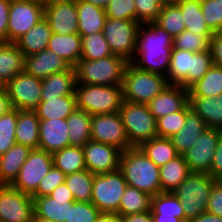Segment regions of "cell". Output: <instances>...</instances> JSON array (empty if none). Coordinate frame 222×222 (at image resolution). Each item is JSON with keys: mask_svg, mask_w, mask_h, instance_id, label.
<instances>
[{"mask_svg": "<svg viewBox=\"0 0 222 222\" xmlns=\"http://www.w3.org/2000/svg\"><path fill=\"white\" fill-rule=\"evenodd\" d=\"M173 37L155 22L140 24L132 65L140 70L166 77L170 64Z\"/></svg>", "mask_w": 222, "mask_h": 222, "instance_id": "6da1fadb", "label": "cell"}, {"mask_svg": "<svg viewBox=\"0 0 222 222\" xmlns=\"http://www.w3.org/2000/svg\"><path fill=\"white\" fill-rule=\"evenodd\" d=\"M120 170L124 174L127 185L146 192L150 196L162 193L159 167L139 147L122 151Z\"/></svg>", "mask_w": 222, "mask_h": 222, "instance_id": "7a4b0ae2", "label": "cell"}, {"mask_svg": "<svg viewBox=\"0 0 222 222\" xmlns=\"http://www.w3.org/2000/svg\"><path fill=\"white\" fill-rule=\"evenodd\" d=\"M212 65L210 50L194 53L173 47L166 78L169 85H181L189 89Z\"/></svg>", "mask_w": 222, "mask_h": 222, "instance_id": "3957f363", "label": "cell"}, {"mask_svg": "<svg viewBox=\"0 0 222 222\" xmlns=\"http://www.w3.org/2000/svg\"><path fill=\"white\" fill-rule=\"evenodd\" d=\"M127 63L122 57L114 54L93 61L80 59L74 67L77 84L122 85Z\"/></svg>", "mask_w": 222, "mask_h": 222, "instance_id": "277c9868", "label": "cell"}, {"mask_svg": "<svg viewBox=\"0 0 222 222\" xmlns=\"http://www.w3.org/2000/svg\"><path fill=\"white\" fill-rule=\"evenodd\" d=\"M168 85L166 77L140 70L131 63H127L122 79L123 100L148 104Z\"/></svg>", "mask_w": 222, "mask_h": 222, "instance_id": "5b68a950", "label": "cell"}, {"mask_svg": "<svg viewBox=\"0 0 222 222\" xmlns=\"http://www.w3.org/2000/svg\"><path fill=\"white\" fill-rule=\"evenodd\" d=\"M77 109L90 115L117 113L123 102L122 85L76 84Z\"/></svg>", "mask_w": 222, "mask_h": 222, "instance_id": "8992f818", "label": "cell"}, {"mask_svg": "<svg viewBox=\"0 0 222 222\" xmlns=\"http://www.w3.org/2000/svg\"><path fill=\"white\" fill-rule=\"evenodd\" d=\"M216 182L208 173L190 172L173 191L180 200L188 221L206 212L210 192Z\"/></svg>", "mask_w": 222, "mask_h": 222, "instance_id": "52a82bcc", "label": "cell"}, {"mask_svg": "<svg viewBox=\"0 0 222 222\" xmlns=\"http://www.w3.org/2000/svg\"><path fill=\"white\" fill-rule=\"evenodd\" d=\"M119 114L131 147H140L158 137L156 119L147 104L123 100Z\"/></svg>", "mask_w": 222, "mask_h": 222, "instance_id": "ba28073f", "label": "cell"}, {"mask_svg": "<svg viewBox=\"0 0 222 222\" xmlns=\"http://www.w3.org/2000/svg\"><path fill=\"white\" fill-rule=\"evenodd\" d=\"M127 182L123 172L94 175L91 202L101 213L117 214Z\"/></svg>", "mask_w": 222, "mask_h": 222, "instance_id": "9c48e42d", "label": "cell"}, {"mask_svg": "<svg viewBox=\"0 0 222 222\" xmlns=\"http://www.w3.org/2000/svg\"><path fill=\"white\" fill-rule=\"evenodd\" d=\"M139 26L137 21L107 17L103 34L112 54L122 57L128 63L133 60Z\"/></svg>", "mask_w": 222, "mask_h": 222, "instance_id": "30bf717a", "label": "cell"}, {"mask_svg": "<svg viewBox=\"0 0 222 222\" xmlns=\"http://www.w3.org/2000/svg\"><path fill=\"white\" fill-rule=\"evenodd\" d=\"M45 6L33 0H10L7 42L15 43L44 18Z\"/></svg>", "mask_w": 222, "mask_h": 222, "instance_id": "8fae6325", "label": "cell"}, {"mask_svg": "<svg viewBox=\"0 0 222 222\" xmlns=\"http://www.w3.org/2000/svg\"><path fill=\"white\" fill-rule=\"evenodd\" d=\"M52 166V154L41 149H32L26 162L22 165L18 177L11 185L22 193L32 196L37 191L39 182Z\"/></svg>", "mask_w": 222, "mask_h": 222, "instance_id": "7c38bea8", "label": "cell"}, {"mask_svg": "<svg viewBox=\"0 0 222 222\" xmlns=\"http://www.w3.org/2000/svg\"><path fill=\"white\" fill-rule=\"evenodd\" d=\"M33 197L9 184H0V222H32Z\"/></svg>", "mask_w": 222, "mask_h": 222, "instance_id": "4fadbf2b", "label": "cell"}, {"mask_svg": "<svg viewBox=\"0 0 222 222\" xmlns=\"http://www.w3.org/2000/svg\"><path fill=\"white\" fill-rule=\"evenodd\" d=\"M5 88L14 109L34 111L41 102L42 79L25 71L11 79Z\"/></svg>", "mask_w": 222, "mask_h": 222, "instance_id": "5bb4252c", "label": "cell"}, {"mask_svg": "<svg viewBox=\"0 0 222 222\" xmlns=\"http://www.w3.org/2000/svg\"><path fill=\"white\" fill-rule=\"evenodd\" d=\"M91 140L116 146L122 151L132 148L119 112L91 115Z\"/></svg>", "mask_w": 222, "mask_h": 222, "instance_id": "9a60e30c", "label": "cell"}, {"mask_svg": "<svg viewBox=\"0 0 222 222\" xmlns=\"http://www.w3.org/2000/svg\"><path fill=\"white\" fill-rule=\"evenodd\" d=\"M74 201L72 192L64 182L52 190L49 196L33 197V217L46 218L54 222H66L69 207Z\"/></svg>", "mask_w": 222, "mask_h": 222, "instance_id": "2e32d148", "label": "cell"}, {"mask_svg": "<svg viewBox=\"0 0 222 222\" xmlns=\"http://www.w3.org/2000/svg\"><path fill=\"white\" fill-rule=\"evenodd\" d=\"M82 149L86 168L93 175L110 173L120 169L122 150L118 147L90 140Z\"/></svg>", "mask_w": 222, "mask_h": 222, "instance_id": "e0dca14e", "label": "cell"}, {"mask_svg": "<svg viewBox=\"0 0 222 222\" xmlns=\"http://www.w3.org/2000/svg\"><path fill=\"white\" fill-rule=\"evenodd\" d=\"M222 130L208 128L201 134L194 146L183 155L190 172L208 173Z\"/></svg>", "mask_w": 222, "mask_h": 222, "instance_id": "ac0fdd59", "label": "cell"}, {"mask_svg": "<svg viewBox=\"0 0 222 222\" xmlns=\"http://www.w3.org/2000/svg\"><path fill=\"white\" fill-rule=\"evenodd\" d=\"M44 18L48 21L52 33H78L76 0H57L45 5Z\"/></svg>", "mask_w": 222, "mask_h": 222, "instance_id": "d6986e66", "label": "cell"}, {"mask_svg": "<svg viewBox=\"0 0 222 222\" xmlns=\"http://www.w3.org/2000/svg\"><path fill=\"white\" fill-rule=\"evenodd\" d=\"M189 103V89L181 85H168L147 105L155 119L182 110Z\"/></svg>", "mask_w": 222, "mask_h": 222, "instance_id": "ffe728a7", "label": "cell"}, {"mask_svg": "<svg viewBox=\"0 0 222 222\" xmlns=\"http://www.w3.org/2000/svg\"><path fill=\"white\" fill-rule=\"evenodd\" d=\"M69 146L67 119H40L39 149L53 154Z\"/></svg>", "mask_w": 222, "mask_h": 222, "instance_id": "44dd1931", "label": "cell"}, {"mask_svg": "<svg viewBox=\"0 0 222 222\" xmlns=\"http://www.w3.org/2000/svg\"><path fill=\"white\" fill-rule=\"evenodd\" d=\"M69 68V64L64 59L48 49L25 57L24 71L40 79Z\"/></svg>", "mask_w": 222, "mask_h": 222, "instance_id": "7402d4cb", "label": "cell"}, {"mask_svg": "<svg viewBox=\"0 0 222 222\" xmlns=\"http://www.w3.org/2000/svg\"><path fill=\"white\" fill-rule=\"evenodd\" d=\"M208 129L203 119L190 108L186 112L184 127L170 137V140L179 155H184L203 132Z\"/></svg>", "mask_w": 222, "mask_h": 222, "instance_id": "603a6c76", "label": "cell"}, {"mask_svg": "<svg viewBox=\"0 0 222 222\" xmlns=\"http://www.w3.org/2000/svg\"><path fill=\"white\" fill-rule=\"evenodd\" d=\"M25 57L13 42H0V86H5L17 74L24 72Z\"/></svg>", "mask_w": 222, "mask_h": 222, "instance_id": "cb8c5ba5", "label": "cell"}, {"mask_svg": "<svg viewBox=\"0 0 222 222\" xmlns=\"http://www.w3.org/2000/svg\"><path fill=\"white\" fill-rule=\"evenodd\" d=\"M77 80L74 67L49 75L42 79L41 98H57L67 95H75Z\"/></svg>", "mask_w": 222, "mask_h": 222, "instance_id": "d4e9b609", "label": "cell"}, {"mask_svg": "<svg viewBox=\"0 0 222 222\" xmlns=\"http://www.w3.org/2000/svg\"><path fill=\"white\" fill-rule=\"evenodd\" d=\"M31 150L29 146L16 143L0 156V184L11 185L14 182Z\"/></svg>", "mask_w": 222, "mask_h": 222, "instance_id": "484cf974", "label": "cell"}, {"mask_svg": "<svg viewBox=\"0 0 222 222\" xmlns=\"http://www.w3.org/2000/svg\"><path fill=\"white\" fill-rule=\"evenodd\" d=\"M47 49L64 59L70 67H75L82 53L81 35L52 33Z\"/></svg>", "mask_w": 222, "mask_h": 222, "instance_id": "4316f807", "label": "cell"}, {"mask_svg": "<svg viewBox=\"0 0 222 222\" xmlns=\"http://www.w3.org/2000/svg\"><path fill=\"white\" fill-rule=\"evenodd\" d=\"M76 8L78 14V33L80 35L103 32V27L107 19L105 9L83 0H76Z\"/></svg>", "mask_w": 222, "mask_h": 222, "instance_id": "83f0119b", "label": "cell"}, {"mask_svg": "<svg viewBox=\"0 0 222 222\" xmlns=\"http://www.w3.org/2000/svg\"><path fill=\"white\" fill-rule=\"evenodd\" d=\"M51 35L52 30L49 23L45 18H43L15 43L23 52L24 57H28L40 51L46 50Z\"/></svg>", "mask_w": 222, "mask_h": 222, "instance_id": "f1b7e54d", "label": "cell"}, {"mask_svg": "<svg viewBox=\"0 0 222 222\" xmlns=\"http://www.w3.org/2000/svg\"><path fill=\"white\" fill-rule=\"evenodd\" d=\"M40 119L35 111L18 110L15 129V142L39 149Z\"/></svg>", "mask_w": 222, "mask_h": 222, "instance_id": "f546056e", "label": "cell"}, {"mask_svg": "<svg viewBox=\"0 0 222 222\" xmlns=\"http://www.w3.org/2000/svg\"><path fill=\"white\" fill-rule=\"evenodd\" d=\"M189 104L208 128L222 130V94L216 97H189Z\"/></svg>", "mask_w": 222, "mask_h": 222, "instance_id": "4dcf8cb0", "label": "cell"}, {"mask_svg": "<svg viewBox=\"0 0 222 222\" xmlns=\"http://www.w3.org/2000/svg\"><path fill=\"white\" fill-rule=\"evenodd\" d=\"M76 106V96L67 95L57 98H41V102L34 110L39 119H67L71 115Z\"/></svg>", "mask_w": 222, "mask_h": 222, "instance_id": "1f68e13d", "label": "cell"}, {"mask_svg": "<svg viewBox=\"0 0 222 222\" xmlns=\"http://www.w3.org/2000/svg\"><path fill=\"white\" fill-rule=\"evenodd\" d=\"M190 174L188 164L183 155L159 167L160 187L162 192H173Z\"/></svg>", "mask_w": 222, "mask_h": 222, "instance_id": "d6a6232c", "label": "cell"}, {"mask_svg": "<svg viewBox=\"0 0 222 222\" xmlns=\"http://www.w3.org/2000/svg\"><path fill=\"white\" fill-rule=\"evenodd\" d=\"M183 15L185 30L203 34L208 40L214 34L207 26L201 11V0H185L177 4Z\"/></svg>", "mask_w": 222, "mask_h": 222, "instance_id": "836d02e7", "label": "cell"}, {"mask_svg": "<svg viewBox=\"0 0 222 222\" xmlns=\"http://www.w3.org/2000/svg\"><path fill=\"white\" fill-rule=\"evenodd\" d=\"M69 128V146L83 147L91 140V115L83 110L75 109L67 117Z\"/></svg>", "mask_w": 222, "mask_h": 222, "instance_id": "e575fe53", "label": "cell"}, {"mask_svg": "<svg viewBox=\"0 0 222 222\" xmlns=\"http://www.w3.org/2000/svg\"><path fill=\"white\" fill-rule=\"evenodd\" d=\"M53 165L65 175L83 171L86 168L82 147L67 146L52 154Z\"/></svg>", "mask_w": 222, "mask_h": 222, "instance_id": "d590c367", "label": "cell"}, {"mask_svg": "<svg viewBox=\"0 0 222 222\" xmlns=\"http://www.w3.org/2000/svg\"><path fill=\"white\" fill-rule=\"evenodd\" d=\"M151 197L148 193L127 185L121 198L117 214L121 217L147 212L150 210Z\"/></svg>", "mask_w": 222, "mask_h": 222, "instance_id": "8d00e7d4", "label": "cell"}, {"mask_svg": "<svg viewBox=\"0 0 222 222\" xmlns=\"http://www.w3.org/2000/svg\"><path fill=\"white\" fill-rule=\"evenodd\" d=\"M219 94H222V67L216 65L189 88V97H216Z\"/></svg>", "mask_w": 222, "mask_h": 222, "instance_id": "74e56055", "label": "cell"}, {"mask_svg": "<svg viewBox=\"0 0 222 222\" xmlns=\"http://www.w3.org/2000/svg\"><path fill=\"white\" fill-rule=\"evenodd\" d=\"M139 148L158 167L165 165L179 155L170 138L165 137L153 138L144 142Z\"/></svg>", "mask_w": 222, "mask_h": 222, "instance_id": "f35d334b", "label": "cell"}, {"mask_svg": "<svg viewBox=\"0 0 222 222\" xmlns=\"http://www.w3.org/2000/svg\"><path fill=\"white\" fill-rule=\"evenodd\" d=\"M150 211L152 215L175 216L183 222H189L184 215L180 200L173 192H162L152 196Z\"/></svg>", "mask_w": 222, "mask_h": 222, "instance_id": "ab89813d", "label": "cell"}, {"mask_svg": "<svg viewBox=\"0 0 222 222\" xmlns=\"http://www.w3.org/2000/svg\"><path fill=\"white\" fill-rule=\"evenodd\" d=\"M94 175L87 169L67 174L65 183L75 201L91 202Z\"/></svg>", "mask_w": 222, "mask_h": 222, "instance_id": "60d3db41", "label": "cell"}, {"mask_svg": "<svg viewBox=\"0 0 222 222\" xmlns=\"http://www.w3.org/2000/svg\"><path fill=\"white\" fill-rule=\"evenodd\" d=\"M82 53L80 59L89 61L112 55L103 32L81 35Z\"/></svg>", "mask_w": 222, "mask_h": 222, "instance_id": "b9f144b4", "label": "cell"}, {"mask_svg": "<svg viewBox=\"0 0 222 222\" xmlns=\"http://www.w3.org/2000/svg\"><path fill=\"white\" fill-rule=\"evenodd\" d=\"M155 23L173 38L185 30L183 15L177 4H163L162 10Z\"/></svg>", "mask_w": 222, "mask_h": 222, "instance_id": "7bdbcfd3", "label": "cell"}, {"mask_svg": "<svg viewBox=\"0 0 222 222\" xmlns=\"http://www.w3.org/2000/svg\"><path fill=\"white\" fill-rule=\"evenodd\" d=\"M190 108V104L188 103L182 110L157 119L158 137L170 138L172 135L179 132L184 127L186 112Z\"/></svg>", "mask_w": 222, "mask_h": 222, "instance_id": "ee69618b", "label": "cell"}, {"mask_svg": "<svg viewBox=\"0 0 222 222\" xmlns=\"http://www.w3.org/2000/svg\"><path fill=\"white\" fill-rule=\"evenodd\" d=\"M18 109H12L0 117V156L6 153L15 142V129Z\"/></svg>", "mask_w": 222, "mask_h": 222, "instance_id": "f6af8a7d", "label": "cell"}, {"mask_svg": "<svg viewBox=\"0 0 222 222\" xmlns=\"http://www.w3.org/2000/svg\"><path fill=\"white\" fill-rule=\"evenodd\" d=\"M173 47L194 53L202 52L209 50V40L203 34L184 30L173 39Z\"/></svg>", "mask_w": 222, "mask_h": 222, "instance_id": "bcb514c9", "label": "cell"}, {"mask_svg": "<svg viewBox=\"0 0 222 222\" xmlns=\"http://www.w3.org/2000/svg\"><path fill=\"white\" fill-rule=\"evenodd\" d=\"M201 11L208 28L222 32V0H201Z\"/></svg>", "mask_w": 222, "mask_h": 222, "instance_id": "7dc6e473", "label": "cell"}, {"mask_svg": "<svg viewBox=\"0 0 222 222\" xmlns=\"http://www.w3.org/2000/svg\"><path fill=\"white\" fill-rule=\"evenodd\" d=\"M100 213L92 202L74 201L69 207L66 222H96Z\"/></svg>", "mask_w": 222, "mask_h": 222, "instance_id": "c3c4849f", "label": "cell"}, {"mask_svg": "<svg viewBox=\"0 0 222 222\" xmlns=\"http://www.w3.org/2000/svg\"><path fill=\"white\" fill-rule=\"evenodd\" d=\"M136 8V21L140 24L155 22L160 14L162 0H134Z\"/></svg>", "mask_w": 222, "mask_h": 222, "instance_id": "681fc988", "label": "cell"}, {"mask_svg": "<svg viewBox=\"0 0 222 222\" xmlns=\"http://www.w3.org/2000/svg\"><path fill=\"white\" fill-rule=\"evenodd\" d=\"M105 12L108 18L136 21L134 0H111Z\"/></svg>", "mask_w": 222, "mask_h": 222, "instance_id": "f907efd6", "label": "cell"}, {"mask_svg": "<svg viewBox=\"0 0 222 222\" xmlns=\"http://www.w3.org/2000/svg\"><path fill=\"white\" fill-rule=\"evenodd\" d=\"M66 175L54 165L39 182L37 191L32 197L49 196L58 185L65 182Z\"/></svg>", "mask_w": 222, "mask_h": 222, "instance_id": "816d5d0a", "label": "cell"}, {"mask_svg": "<svg viewBox=\"0 0 222 222\" xmlns=\"http://www.w3.org/2000/svg\"><path fill=\"white\" fill-rule=\"evenodd\" d=\"M206 212L222 217V185L218 181L211 189Z\"/></svg>", "mask_w": 222, "mask_h": 222, "instance_id": "f5cc1de1", "label": "cell"}, {"mask_svg": "<svg viewBox=\"0 0 222 222\" xmlns=\"http://www.w3.org/2000/svg\"><path fill=\"white\" fill-rule=\"evenodd\" d=\"M209 50L213 65L222 67V32L214 33L209 39Z\"/></svg>", "mask_w": 222, "mask_h": 222, "instance_id": "db71d44e", "label": "cell"}, {"mask_svg": "<svg viewBox=\"0 0 222 222\" xmlns=\"http://www.w3.org/2000/svg\"><path fill=\"white\" fill-rule=\"evenodd\" d=\"M209 174L218 181L222 178V134L220 135Z\"/></svg>", "mask_w": 222, "mask_h": 222, "instance_id": "11a10c76", "label": "cell"}, {"mask_svg": "<svg viewBox=\"0 0 222 222\" xmlns=\"http://www.w3.org/2000/svg\"><path fill=\"white\" fill-rule=\"evenodd\" d=\"M10 0H0V42H7V26Z\"/></svg>", "mask_w": 222, "mask_h": 222, "instance_id": "9f6ffc18", "label": "cell"}, {"mask_svg": "<svg viewBox=\"0 0 222 222\" xmlns=\"http://www.w3.org/2000/svg\"><path fill=\"white\" fill-rule=\"evenodd\" d=\"M121 222H154L151 211L120 217Z\"/></svg>", "mask_w": 222, "mask_h": 222, "instance_id": "6f0895ef", "label": "cell"}, {"mask_svg": "<svg viewBox=\"0 0 222 222\" xmlns=\"http://www.w3.org/2000/svg\"><path fill=\"white\" fill-rule=\"evenodd\" d=\"M9 94L5 86H0V117L12 110Z\"/></svg>", "mask_w": 222, "mask_h": 222, "instance_id": "680465c9", "label": "cell"}, {"mask_svg": "<svg viewBox=\"0 0 222 222\" xmlns=\"http://www.w3.org/2000/svg\"><path fill=\"white\" fill-rule=\"evenodd\" d=\"M189 222H222V217L205 212L191 219Z\"/></svg>", "mask_w": 222, "mask_h": 222, "instance_id": "91938a15", "label": "cell"}, {"mask_svg": "<svg viewBox=\"0 0 222 222\" xmlns=\"http://www.w3.org/2000/svg\"><path fill=\"white\" fill-rule=\"evenodd\" d=\"M96 222H121L120 216L114 213H100Z\"/></svg>", "mask_w": 222, "mask_h": 222, "instance_id": "94428289", "label": "cell"}, {"mask_svg": "<svg viewBox=\"0 0 222 222\" xmlns=\"http://www.w3.org/2000/svg\"><path fill=\"white\" fill-rule=\"evenodd\" d=\"M154 222H183L181 219L175 216L168 215H152Z\"/></svg>", "mask_w": 222, "mask_h": 222, "instance_id": "6125c7cd", "label": "cell"}, {"mask_svg": "<svg viewBox=\"0 0 222 222\" xmlns=\"http://www.w3.org/2000/svg\"><path fill=\"white\" fill-rule=\"evenodd\" d=\"M83 1H85L87 3H90L94 6H98V7H101L103 9H106L111 0H83Z\"/></svg>", "mask_w": 222, "mask_h": 222, "instance_id": "be15d7a7", "label": "cell"}, {"mask_svg": "<svg viewBox=\"0 0 222 222\" xmlns=\"http://www.w3.org/2000/svg\"><path fill=\"white\" fill-rule=\"evenodd\" d=\"M32 222H54V221L41 217H33Z\"/></svg>", "mask_w": 222, "mask_h": 222, "instance_id": "e7e4bbea", "label": "cell"}, {"mask_svg": "<svg viewBox=\"0 0 222 222\" xmlns=\"http://www.w3.org/2000/svg\"><path fill=\"white\" fill-rule=\"evenodd\" d=\"M163 4H179L185 0H162Z\"/></svg>", "mask_w": 222, "mask_h": 222, "instance_id": "03108f58", "label": "cell"}, {"mask_svg": "<svg viewBox=\"0 0 222 222\" xmlns=\"http://www.w3.org/2000/svg\"><path fill=\"white\" fill-rule=\"evenodd\" d=\"M33 1H35L37 3H40V4L45 6V5L50 4V3L54 2V1H57V0H33Z\"/></svg>", "mask_w": 222, "mask_h": 222, "instance_id": "003e7915", "label": "cell"}, {"mask_svg": "<svg viewBox=\"0 0 222 222\" xmlns=\"http://www.w3.org/2000/svg\"><path fill=\"white\" fill-rule=\"evenodd\" d=\"M218 182L222 185V178L218 180Z\"/></svg>", "mask_w": 222, "mask_h": 222, "instance_id": "a7ac6f4b", "label": "cell"}]
</instances>
